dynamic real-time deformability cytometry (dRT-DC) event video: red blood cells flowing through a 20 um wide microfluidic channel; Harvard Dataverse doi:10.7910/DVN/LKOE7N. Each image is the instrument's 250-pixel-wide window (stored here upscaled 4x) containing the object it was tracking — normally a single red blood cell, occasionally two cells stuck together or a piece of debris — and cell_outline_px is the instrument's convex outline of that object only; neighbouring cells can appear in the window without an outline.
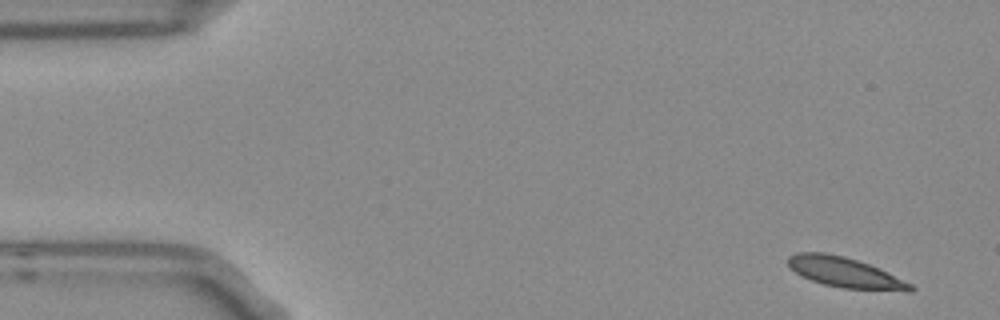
{"species": "Egyptian fruit bat (a non-hibernating species)", "species_latin": "Rousettus aegyptiacus", "temperature_condition": "room temperature", "stored_images_in_passage": 5, "camera_frame_rate_fps": 3000, "um_per_image_px": 0.085, "frame": {"image": 1, "passage_image": 1, "time_ms": 0.0, "image_size_px": [1000, 320], "cell_outline_px": [[916, 288], [912, 292], [908, 292], [840, 288], [824, 284], [812, 280], [796, 272], [788, 264], [788, 256], [796, 252], [824, 252], [844, 256], [880, 268], [912, 284]], "centroid_in_image_um": [71.89, 23.17], "position_along_channel_um": 13.1, "area_um2": 21.62}}
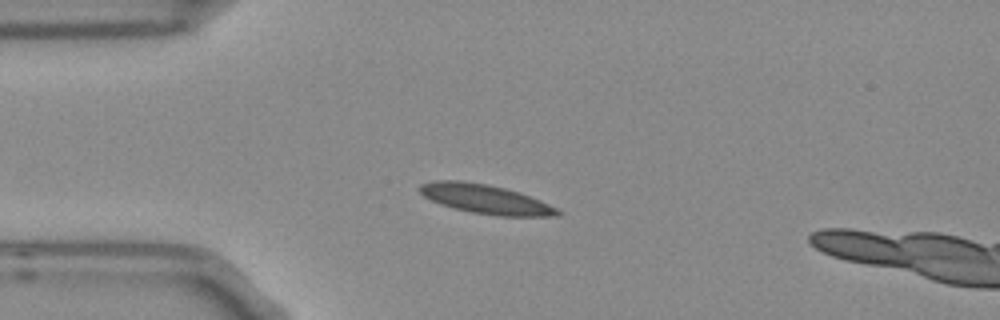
{"frame": {"image": 2, "passage_image": 4, "time_ms": 1.0, "image_size_px": [1000, 320], "cell_outline_px": [[564, 212], [560, 216], [496, 216], [472, 212], [452, 208], [440, 204], [424, 196], [416, 188], [420, 184], [432, 180], [460, 180], [488, 184], [520, 192], [540, 200]], "centroid_in_image_um": [41.25, 16.92], "position_along_channel_um": 43.7, "area_um2": 23.7}}
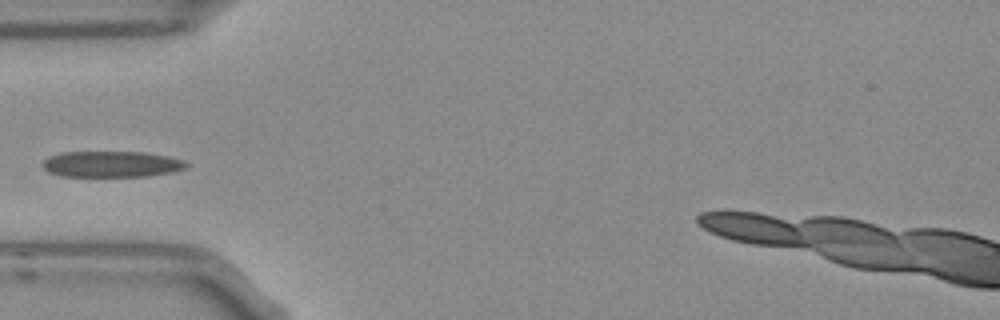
{"frame": {"image": 3, "passage_image": 5, "time_ms": 1.333, "image_size_px": [1000, 320], "cell_outline_px": [[188, 164], [184, 168], [172, 172], [148, 176], [60, 176], [48, 172], [40, 164], [48, 156], [60, 152], [144, 152], [168, 156], [184, 160]], "centroid_in_image_um": [9.44, 13.95], "position_along_channel_um": 75.6, "area_um2": 21.91}}